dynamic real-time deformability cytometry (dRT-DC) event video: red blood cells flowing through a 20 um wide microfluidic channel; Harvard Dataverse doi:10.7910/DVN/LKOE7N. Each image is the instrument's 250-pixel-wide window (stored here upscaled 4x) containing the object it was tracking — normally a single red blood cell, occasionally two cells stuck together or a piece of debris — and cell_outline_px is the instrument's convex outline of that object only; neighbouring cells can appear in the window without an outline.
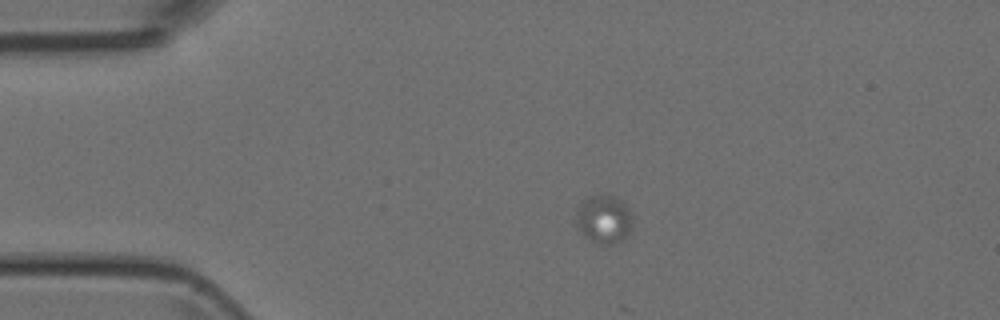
{"species": "Egyptian fruit bat (a non-hibernating species)", "species_latin": "Rousettus aegyptiacus", "temperature_condition": "room temperature", "stored_images_in_passage": 21, "camera_frame_rate_fps": 3000, "um_per_image_px": 0.085, "animal": {"sex": "female"}, "frame": {"image": 1, "passage_image": 1, "time_ms": 0.0, "image_size_px": [1000, 320], "cell_outline_px": [[632, 228], [624, 240], [616, 244], [596, 244], [584, 236], [576, 228], [576, 216], [580, 204], [588, 196], [616, 196], [628, 208], [632, 216]], "centroid_in_image_um": [51.34, 18.68], "position_along_channel_um": 33.7, "area_um2": 16.07}}
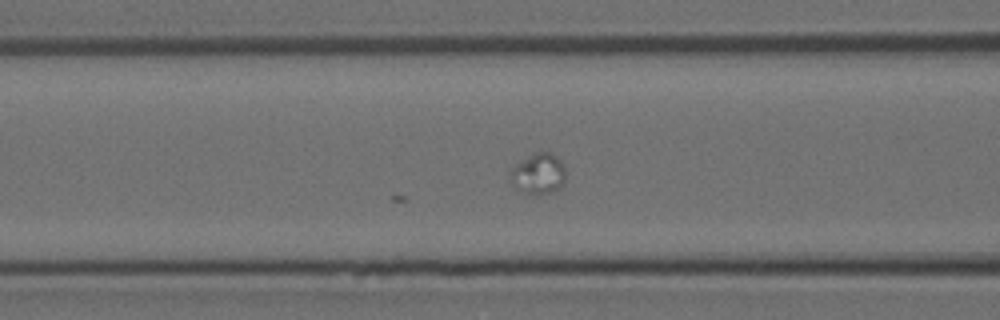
{"frame": {"image": 2, "passage_image": 13, "time_ms": 4.0, "image_size_px": [1000, 320], "cell_outline_px": [[564, 184], [560, 188], [552, 192], [528, 192], [512, 188], [508, 180], [512, 168], [516, 164], [536, 152], [548, 152], [556, 156], [560, 160], [564, 168]], "centroid_in_image_um": [45.73, 14.76], "position_along_channel_um": 120.9, "area_um2": 12.89}}
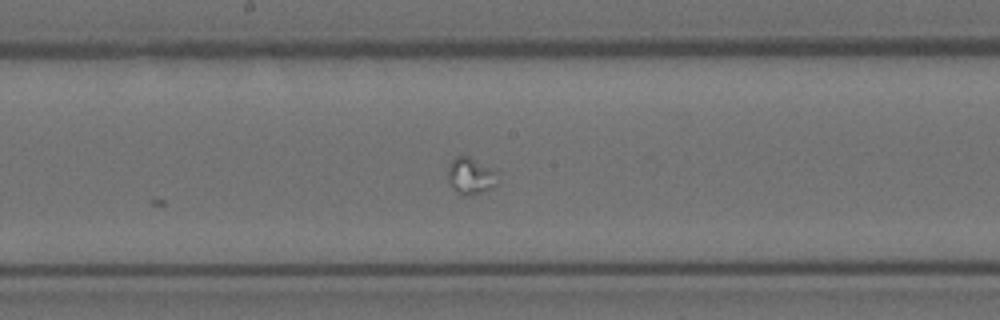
{"frame": {"image": 3, "passage_image": 21, "time_ms": 6.667, "image_size_px": [1000, 320], "cell_outline_px": [[496, 184], [484, 192], [464, 196], [448, 180], [448, 168], [452, 160], [456, 156], [468, 156], [496, 172]], "centroid_in_image_um": [39.99, 14.95], "position_along_channel_um": 208.2, "area_um2": 10.06}}